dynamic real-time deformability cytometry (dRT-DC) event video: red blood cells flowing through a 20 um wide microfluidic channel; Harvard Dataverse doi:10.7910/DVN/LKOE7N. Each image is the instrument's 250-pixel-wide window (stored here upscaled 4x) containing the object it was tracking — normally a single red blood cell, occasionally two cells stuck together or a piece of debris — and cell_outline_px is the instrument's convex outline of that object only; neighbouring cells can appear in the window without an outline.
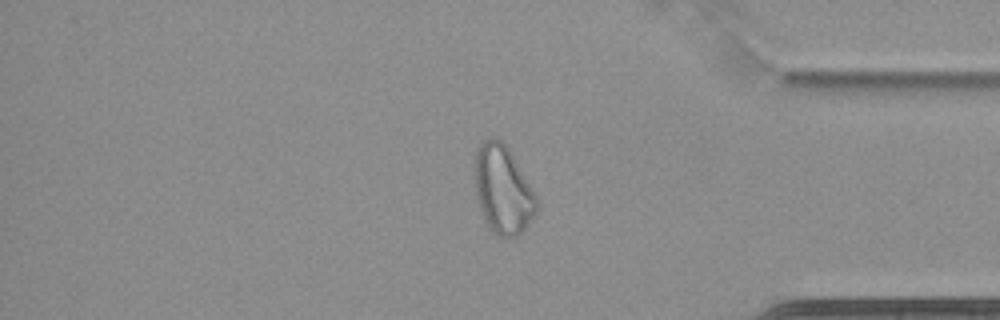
{"species": "common noctule bat (a hibernating species)", "species_latin": "Nyctalus noctula", "temperature_condition": "cold", "stored_images_in_passage": 64, "camera_frame_rate_fps": 3000, "um_per_image_px": 0.085, "animal": {"sex": "female", "body_mass_g": 22.7, "forearm_length_mm": 54.2}, "frame": {"image": 1, "passage_image": 55, "time_ms": 18.0, "image_size_px": [1000, 320], "cell_outline_px": [[536, 212], [528, 224], [516, 236], [496, 236], [492, 232], [484, 220], [480, 212], [476, 200], [472, 176], [476, 152], [480, 144], [484, 140], [496, 136], [508, 148], [536, 196]], "centroid_in_image_um": [42.66, 16.11], "position_along_channel_um": 392.5, "area_um2": 31.91}}